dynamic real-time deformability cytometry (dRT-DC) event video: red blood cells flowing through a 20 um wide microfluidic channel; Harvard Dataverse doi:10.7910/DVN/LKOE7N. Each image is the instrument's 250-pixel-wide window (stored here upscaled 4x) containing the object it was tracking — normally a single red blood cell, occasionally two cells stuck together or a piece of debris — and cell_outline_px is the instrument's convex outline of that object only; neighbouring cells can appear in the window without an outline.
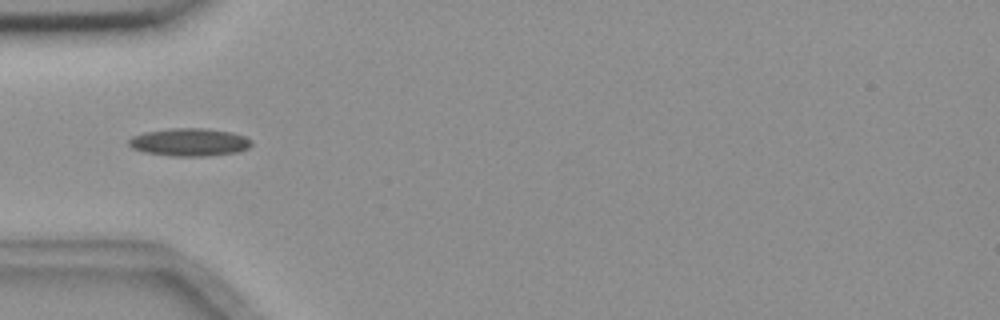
{"species": "common noctule bat (a hibernating species)", "species_latin": "Nyctalus noctula", "temperature_condition": "room temperature", "stored_images_in_passage": 3, "camera_frame_rate_fps": 3000, "um_per_image_px": 0.085, "animal": {"sex": "female", "body_mass_g": 18.4}, "frame": {"image": 1, "passage_image": 1, "time_ms": 0.0, "image_size_px": [1000, 320], "cell_outline_px": [[252, 144], [248, 148], [236, 152], [204, 156], [172, 156], [144, 152], [132, 148], [128, 144], [128, 140], [132, 136], [144, 132], [172, 128], [204, 128], [232, 132], [244, 136], [252, 140]], "centroid_in_image_um": [16.09, 12.08], "position_along_channel_um": 68.9, "area_um2": 19.88}}